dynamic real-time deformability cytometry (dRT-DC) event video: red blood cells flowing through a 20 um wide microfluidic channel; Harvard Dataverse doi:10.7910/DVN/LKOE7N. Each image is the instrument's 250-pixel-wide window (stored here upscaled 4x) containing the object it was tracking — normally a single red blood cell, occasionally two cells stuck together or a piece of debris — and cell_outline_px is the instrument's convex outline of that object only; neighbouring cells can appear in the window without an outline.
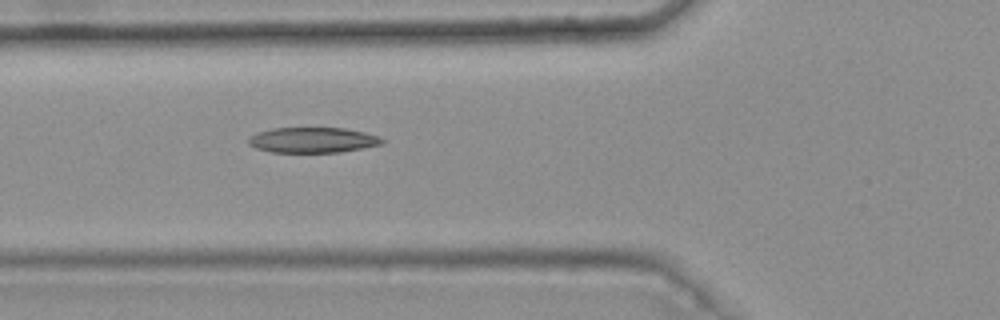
{"species": "common noctule bat (a hibernating species)", "species_latin": "Nyctalus noctula", "temperature_condition": "warm", "stored_images_in_passage": 5, "camera_frame_rate_fps": 3000, "um_per_image_px": 0.085, "animal": {"sex": "female", "body_mass_g": 25.1}, "frame": {"image": 1, "passage_image": 5, "time_ms": 1.333, "image_size_px": [1000, 320], "cell_outline_px": [[384, 140], [380, 144], [340, 152], [272, 152], [256, 148], [248, 144], [248, 136], [256, 132], [272, 128], [344, 128], [364, 132], [380, 136]], "centroid_in_image_um": [26.52, 11.89], "position_along_channel_um": 99.3, "area_um2": 19.71}}